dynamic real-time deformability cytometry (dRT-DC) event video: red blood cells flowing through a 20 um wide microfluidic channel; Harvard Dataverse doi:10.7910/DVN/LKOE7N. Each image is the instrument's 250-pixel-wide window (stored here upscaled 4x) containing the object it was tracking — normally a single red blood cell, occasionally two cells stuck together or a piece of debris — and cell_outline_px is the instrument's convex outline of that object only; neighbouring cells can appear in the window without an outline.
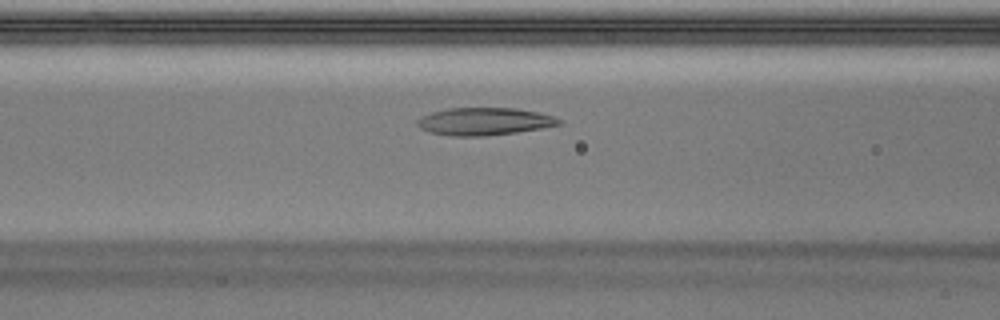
{"species": "Egyptian fruit bat (a non-hibernating species)", "species_latin": "Rousettus aegyptiacus", "temperature_condition": "warm", "stored_images_in_passage": 6, "camera_frame_rate_fps": 3000, "um_per_image_px": 0.085, "animal": {"sex": "male"}, "frame": {"image": 1, "passage_image": 6, "time_ms": 1.667, "image_size_px": [1000, 320], "cell_outline_px": [[564, 124], [516, 132], [484, 136], [452, 136], [428, 132], [420, 128], [416, 124], [416, 120], [420, 116], [432, 112], [448, 108], [516, 108], [536, 112], [552, 116], [564, 120]], "centroid_in_image_um": [41.14, 10.32], "position_along_channel_um": 125.5, "area_um2": 22.83}}